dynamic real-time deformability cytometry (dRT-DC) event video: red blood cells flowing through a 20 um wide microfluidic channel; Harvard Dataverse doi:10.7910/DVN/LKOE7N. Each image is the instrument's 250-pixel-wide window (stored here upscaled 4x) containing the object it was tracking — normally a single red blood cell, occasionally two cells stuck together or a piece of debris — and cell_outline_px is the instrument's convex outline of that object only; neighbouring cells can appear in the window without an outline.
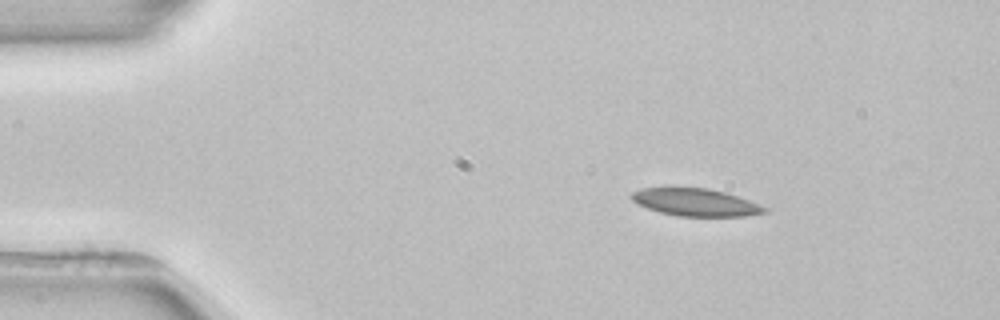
{"species": "common noctule bat (a hibernating species)", "species_latin": "Nyctalus noctula", "temperature_condition": "room temperature", "stored_images_in_passage": 3, "camera_frame_rate_fps": 3000, "um_per_image_px": 0.085, "animal": {"sex": "female", "body_mass_g": 22.7, "forearm_length_mm": 54.2}, "frame": {"image": 1, "passage_image": 1, "time_ms": 0.0, "image_size_px": [1000, 320], "cell_outline_px": [[768, 212], [744, 216], [676, 216], [660, 212], [636, 204], [632, 200], [632, 192], [640, 188], [668, 184], [672, 184], [708, 188], [724, 192], [748, 200], [768, 208]], "centroid_in_image_um": [59.02, 17.14], "position_along_channel_um": 26.0, "area_um2": 22.14}}
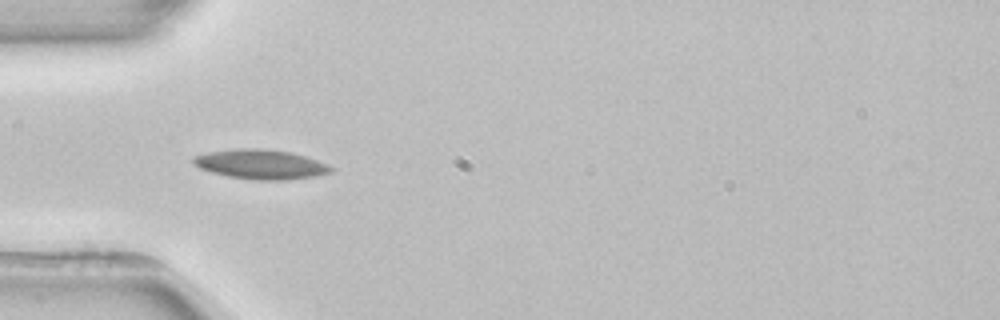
{"frame": {"image": 2, "passage_image": 3, "time_ms": 2.667, "image_size_px": [1000, 320], "cell_outline_px": [[336, 168], [332, 172], [316, 176], [288, 180], [252, 180], [228, 176], [212, 172], [200, 168], [192, 164], [192, 156], [208, 152], [240, 148], [260, 148], [288, 152], [304, 156], [328, 164]], "centroid_in_image_um": [22.16, 13.97], "position_along_channel_um": 62.8, "area_um2": 23.81}}